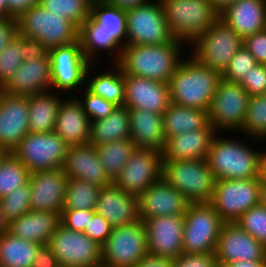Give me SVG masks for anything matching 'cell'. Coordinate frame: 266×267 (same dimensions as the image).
<instances>
[{
	"mask_svg": "<svg viewBox=\"0 0 266 267\" xmlns=\"http://www.w3.org/2000/svg\"><path fill=\"white\" fill-rule=\"evenodd\" d=\"M185 45L177 39L161 45H125L116 64L124 75L169 83L184 58Z\"/></svg>",
	"mask_w": 266,
	"mask_h": 267,
	"instance_id": "1",
	"label": "cell"
},
{
	"mask_svg": "<svg viewBox=\"0 0 266 267\" xmlns=\"http://www.w3.org/2000/svg\"><path fill=\"white\" fill-rule=\"evenodd\" d=\"M189 55L182 59L168 83L171 102L209 111L222 75Z\"/></svg>",
	"mask_w": 266,
	"mask_h": 267,
	"instance_id": "2",
	"label": "cell"
},
{
	"mask_svg": "<svg viewBox=\"0 0 266 267\" xmlns=\"http://www.w3.org/2000/svg\"><path fill=\"white\" fill-rule=\"evenodd\" d=\"M216 134L207 156L215 180L250 179L258 177L260 150L247 145L243 139ZM243 140V141H242Z\"/></svg>",
	"mask_w": 266,
	"mask_h": 267,
	"instance_id": "3",
	"label": "cell"
},
{
	"mask_svg": "<svg viewBox=\"0 0 266 267\" xmlns=\"http://www.w3.org/2000/svg\"><path fill=\"white\" fill-rule=\"evenodd\" d=\"M165 19L174 39L191 45L218 19L208 0H161Z\"/></svg>",
	"mask_w": 266,
	"mask_h": 267,
	"instance_id": "4",
	"label": "cell"
},
{
	"mask_svg": "<svg viewBox=\"0 0 266 267\" xmlns=\"http://www.w3.org/2000/svg\"><path fill=\"white\" fill-rule=\"evenodd\" d=\"M18 34L40 41L47 50L79 40V28L63 16L36 4L17 18Z\"/></svg>",
	"mask_w": 266,
	"mask_h": 267,
	"instance_id": "5",
	"label": "cell"
},
{
	"mask_svg": "<svg viewBox=\"0 0 266 267\" xmlns=\"http://www.w3.org/2000/svg\"><path fill=\"white\" fill-rule=\"evenodd\" d=\"M162 161V177L190 203L211 201L215 179L207 160Z\"/></svg>",
	"mask_w": 266,
	"mask_h": 267,
	"instance_id": "6",
	"label": "cell"
},
{
	"mask_svg": "<svg viewBox=\"0 0 266 267\" xmlns=\"http://www.w3.org/2000/svg\"><path fill=\"white\" fill-rule=\"evenodd\" d=\"M223 224L209 202L190 203L184 214L183 254L215 253Z\"/></svg>",
	"mask_w": 266,
	"mask_h": 267,
	"instance_id": "7",
	"label": "cell"
},
{
	"mask_svg": "<svg viewBox=\"0 0 266 267\" xmlns=\"http://www.w3.org/2000/svg\"><path fill=\"white\" fill-rule=\"evenodd\" d=\"M243 45V39L220 18L190 46V54L221 75Z\"/></svg>",
	"mask_w": 266,
	"mask_h": 267,
	"instance_id": "8",
	"label": "cell"
},
{
	"mask_svg": "<svg viewBox=\"0 0 266 267\" xmlns=\"http://www.w3.org/2000/svg\"><path fill=\"white\" fill-rule=\"evenodd\" d=\"M69 146L54 131L29 132L12 154L30 173L62 169Z\"/></svg>",
	"mask_w": 266,
	"mask_h": 267,
	"instance_id": "9",
	"label": "cell"
},
{
	"mask_svg": "<svg viewBox=\"0 0 266 267\" xmlns=\"http://www.w3.org/2000/svg\"><path fill=\"white\" fill-rule=\"evenodd\" d=\"M260 189L259 178L215 180L209 203L224 222H235L247 210L260 204Z\"/></svg>",
	"mask_w": 266,
	"mask_h": 267,
	"instance_id": "10",
	"label": "cell"
},
{
	"mask_svg": "<svg viewBox=\"0 0 266 267\" xmlns=\"http://www.w3.org/2000/svg\"><path fill=\"white\" fill-rule=\"evenodd\" d=\"M249 98L239 82L221 78L208 111L209 124L217 133L228 130L241 134Z\"/></svg>",
	"mask_w": 266,
	"mask_h": 267,
	"instance_id": "11",
	"label": "cell"
},
{
	"mask_svg": "<svg viewBox=\"0 0 266 267\" xmlns=\"http://www.w3.org/2000/svg\"><path fill=\"white\" fill-rule=\"evenodd\" d=\"M126 31V45H161L174 39L161 0L126 10Z\"/></svg>",
	"mask_w": 266,
	"mask_h": 267,
	"instance_id": "12",
	"label": "cell"
},
{
	"mask_svg": "<svg viewBox=\"0 0 266 267\" xmlns=\"http://www.w3.org/2000/svg\"><path fill=\"white\" fill-rule=\"evenodd\" d=\"M148 254L144 222L114 227L102 245V267H133Z\"/></svg>",
	"mask_w": 266,
	"mask_h": 267,
	"instance_id": "13",
	"label": "cell"
},
{
	"mask_svg": "<svg viewBox=\"0 0 266 267\" xmlns=\"http://www.w3.org/2000/svg\"><path fill=\"white\" fill-rule=\"evenodd\" d=\"M61 267H102V246L61 222L47 244Z\"/></svg>",
	"mask_w": 266,
	"mask_h": 267,
	"instance_id": "14",
	"label": "cell"
},
{
	"mask_svg": "<svg viewBox=\"0 0 266 267\" xmlns=\"http://www.w3.org/2000/svg\"><path fill=\"white\" fill-rule=\"evenodd\" d=\"M51 62V90L66 94L85 87L86 72L91 62L85 57L80 40L48 50ZM74 91V92H72Z\"/></svg>",
	"mask_w": 266,
	"mask_h": 267,
	"instance_id": "15",
	"label": "cell"
},
{
	"mask_svg": "<svg viewBox=\"0 0 266 267\" xmlns=\"http://www.w3.org/2000/svg\"><path fill=\"white\" fill-rule=\"evenodd\" d=\"M163 161L160 152L136 149L113 182L128 194L138 196L162 178Z\"/></svg>",
	"mask_w": 266,
	"mask_h": 267,
	"instance_id": "16",
	"label": "cell"
},
{
	"mask_svg": "<svg viewBox=\"0 0 266 267\" xmlns=\"http://www.w3.org/2000/svg\"><path fill=\"white\" fill-rule=\"evenodd\" d=\"M215 256L219 267L237 261H266V247L236 222H224Z\"/></svg>",
	"mask_w": 266,
	"mask_h": 267,
	"instance_id": "17",
	"label": "cell"
},
{
	"mask_svg": "<svg viewBox=\"0 0 266 267\" xmlns=\"http://www.w3.org/2000/svg\"><path fill=\"white\" fill-rule=\"evenodd\" d=\"M143 222L149 254L174 260L183 254L184 215L158 216Z\"/></svg>",
	"mask_w": 266,
	"mask_h": 267,
	"instance_id": "18",
	"label": "cell"
},
{
	"mask_svg": "<svg viewBox=\"0 0 266 267\" xmlns=\"http://www.w3.org/2000/svg\"><path fill=\"white\" fill-rule=\"evenodd\" d=\"M29 96L0 92V150L12 152L30 132Z\"/></svg>",
	"mask_w": 266,
	"mask_h": 267,
	"instance_id": "19",
	"label": "cell"
},
{
	"mask_svg": "<svg viewBox=\"0 0 266 267\" xmlns=\"http://www.w3.org/2000/svg\"><path fill=\"white\" fill-rule=\"evenodd\" d=\"M190 202L163 177L137 196L140 220L184 215Z\"/></svg>",
	"mask_w": 266,
	"mask_h": 267,
	"instance_id": "20",
	"label": "cell"
},
{
	"mask_svg": "<svg viewBox=\"0 0 266 267\" xmlns=\"http://www.w3.org/2000/svg\"><path fill=\"white\" fill-rule=\"evenodd\" d=\"M31 211H47L61 215L68 177L62 169L29 174Z\"/></svg>",
	"mask_w": 266,
	"mask_h": 267,
	"instance_id": "21",
	"label": "cell"
},
{
	"mask_svg": "<svg viewBox=\"0 0 266 267\" xmlns=\"http://www.w3.org/2000/svg\"><path fill=\"white\" fill-rule=\"evenodd\" d=\"M125 101L128 109L163 114L171 103L168 83L125 75Z\"/></svg>",
	"mask_w": 266,
	"mask_h": 267,
	"instance_id": "22",
	"label": "cell"
},
{
	"mask_svg": "<svg viewBox=\"0 0 266 267\" xmlns=\"http://www.w3.org/2000/svg\"><path fill=\"white\" fill-rule=\"evenodd\" d=\"M51 85V62L47 54L26 58L1 91L10 95L31 96L50 91Z\"/></svg>",
	"mask_w": 266,
	"mask_h": 267,
	"instance_id": "23",
	"label": "cell"
},
{
	"mask_svg": "<svg viewBox=\"0 0 266 267\" xmlns=\"http://www.w3.org/2000/svg\"><path fill=\"white\" fill-rule=\"evenodd\" d=\"M62 170L68 178L88 181L100 187L113 182L105 173L93 144L70 146Z\"/></svg>",
	"mask_w": 266,
	"mask_h": 267,
	"instance_id": "24",
	"label": "cell"
},
{
	"mask_svg": "<svg viewBox=\"0 0 266 267\" xmlns=\"http://www.w3.org/2000/svg\"><path fill=\"white\" fill-rule=\"evenodd\" d=\"M95 212L113 228L140 220L137 196L124 192L114 183L100 188Z\"/></svg>",
	"mask_w": 266,
	"mask_h": 267,
	"instance_id": "25",
	"label": "cell"
},
{
	"mask_svg": "<svg viewBox=\"0 0 266 267\" xmlns=\"http://www.w3.org/2000/svg\"><path fill=\"white\" fill-rule=\"evenodd\" d=\"M69 97L63 98L59 106L54 132L69 147L88 144L91 122L79 100Z\"/></svg>",
	"mask_w": 266,
	"mask_h": 267,
	"instance_id": "26",
	"label": "cell"
},
{
	"mask_svg": "<svg viewBox=\"0 0 266 267\" xmlns=\"http://www.w3.org/2000/svg\"><path fill=\"white\" fill-rule=\"evenodd\" d=\"M219 18L245 39L266 29V0H237Z\"/></svg>",
	"mask_w": 266,
	"mask_h": 267,
	"instance_id": "27",
	"label": "cell"
},
{
	"mask_svg": "<svg viewBox=\"0 0 266 267\" xmlns=\"http://www.w3.org/2000/svg\"><path fill=\"white\" fill-rule=\"evenodd\" d=\"M217 132L198 129L174 135L165 141L162 160H206Z\"/></svg>",
	"mask_w": 266,
	"mask_h": 267,
	"instance_id": "28",
	"label": "cell"
},
{
	"mask_svg": "<svg viewBox=\"0 0 266 267\" xmlns=\"http://www.w3.org/2000/svg\"><path fill=\"white\" fill-rule=\"evenodd\" d=\"M129 118L130 138L136 149H152L162 153L166 141L162 114L129 109Z\"/></svg>",
	"mask_w": 266,
	"mask_h": 267,
	"instance_id": "29",
	"label": "cell"
},
{
	"mask_svg": "<svg viewBox=\"0 0 266 267\" xmlns=\"http://www.w3.org/2000/svg\"><path fill=\"white\" fill-rule=\"evenodd\" d=\"M59 223V213L30 210L11 221L8 232L18 238L40 245H47Z\"/></svg>",
	"mask_w": 266,
	"mask_h": 267,
	"instance_id": "30",
	"label": "cell"
},
{
	"mask_svg": "<svg viewBox=\"0 0 266 267\" xmlns=\"http://www.w3.org/2000/svg\"><path fill=\"white\" fill-rule=\"evenodd\" d=\"M109 70L94 72L91 63L86 72V88L95 95L101 96L117 106H124L125 101V75L116 63L111 64ZM91 70V71H90ZM92 77V78H91ZM88 81V82H87Z\"/></svg>",
	"mask_w": 266,
	"mask_h": 267,
	"instance_id": "31",
	"label": "cell"
},
{
	"mask_svg": "<svg viewBox=\"0 0 266 267\" xmlns=\"http://www.w3.org/2000/svg\"><path fill=\"white\" fill-rule=\"evenodd\" d=\"M79 40L85 57L95 65L98 63V56L107 51V58L116 63L121 55L122 47L115 41L112 35L100 30L97 24L89 17L79 28ZM100 52V53H99Z\"/></svg>",
	"mask_w": 266,
	"mask_h": 267,
	"instance_id": "32",
	"label": "cell"
},
{
	"mask_svg": "<svg viewBox=\"0 0 266 267\" xmlns=\"http://www.w3.org/2000/svg\"><path fill=\"white\" fill-rule=\"evenodd\" d=\"M163 116L165 139L198 129H213L207 110L184 107L171 102Z\"/></svg>",
	"mask_w": 266,
	"mask_h": 267,
	"instance_id": "33",
	"label": "cell"
},
{
	"mask_svg": "<svg viewBox=\"0 0 266 267\" xmlns=\"http://www.w3.org/2000/svg\"><path fill=\"white\" fill-rule=\"evenodd\" d=\"M62 97L52 90L29 96L28 124L33 133H48L55 129Z\"/></svg>",
	"mask_w": 266,
	"mask_h": 267,
	"instance_id": "34",
	"label": "cell"
},
{
	"mask_svg": "<svg viewBox=\"0 0 266 267\" xmlns=\"http://www.w3.org/2000/svg\"><path fill=\"white\" fill-rule=\"evenodd\" d=\"M130 137L129 109L117 106L106 118L91 121L89 143L101 145Z\"/></svg>",
	"mask_w": 266,
	"mask_h": 267,
	"instance_id": "35",
	"label": "cell"
},
{
	"mask_svg": "<svg viewBox=\"0 0 266 267\" xmlns=\"http://www.w3.org/2000/svg\"><path fill=\"white\" fill-rule=\"evenodd\" d=\"M40 246L7 231L0 236V267H32Z\"/></svg>",
	"mask_w": 266,
	"mask_h": 267,
	"instance_id": "36",
	"label": "cell"
},
{
	"mask_svg": "<svg viewBox=\"0 0 266 267\" xmlns=\"http://www.w3.org/2000/svg\"><path fill=\"white\" fill-rule=\"evenodd\" d=\"M95 148L100 162L105 168V173L112 182L116 180L128 159L136 150L130 137L96 145Z\"/></svg>",
	"mask_w": 266,
	"mask_h": 267,
	"instance_id": "37",
	"label": "cell"
},
{
	"mask_svg": "<svg viewBox=\"0 0 266 267\" xmlns=\"http://www.w3.org/2000/svg\"><path fill=\"white\" fill-rule=\"evenodd\" d=\"M90 17L100 24V30L112 35L123 48L126 45V11L108 3L91 5Z\"/></svg>",
	"mask_w": 266,
	"mask_h": 267,
	"instance_id": "38",
	"label": "cell"
},
{
	"mask_svg": "<svg viewBox=\"0 0 266 267\" xmlns=\"http://www.w3.org/2000/svg\"><path fill=\"white\" fill-rule=\"evenodd\" d=\"M100 188L85 180L68 178L62 210H95Z\"/></svg>",
	"mask_w": 266,
	"mask_h": 267,
	"instance_id": "39",
	"label": "cell"
},
{
	"mask_svg": "<svg viewBox=\"0 0 266 267\" xmlns=\"http://www.w3.org/2000/svg\"><path fill=\"white\" fill-rule=\"evenodd\" d=\"M29 170L11 152L0 155V198L26 184Z\"/></svg>",
	"mask_w": 266,
	"mask_h": 267,
	"instance_id": "40",
	"label": "cell"
},
{
	"mask_svg": "<svg viewBox=\"0 0 266 267\" xmlns=\"http://www.w3.org/2000/svg\"><path fill=\"white\" fill-rule=\"evenodd\" d=\"M241 132L254 141L266 140V94L250 96Z\"/></svg>",
	"mask_w": 266,
	"mask_h": 267,
	"instance_id": "41",
	"label": "cell"
},
{
	"mask_svg": "<svg viewBox=\"0 0 266 267\" xmlns=\"http://www.w3.org/2000/svg\"><path fill=\"white\" fill-rule=\"evenodd\" d=\"M47 11L62 15L78 28L90 17L91 4L88 0H39Z\"/></svg>",
	"mask_w": 266,
	"mask_h": 267,
	"instance_id": "42",
	"label": "cell"
},
{
	"mask_svg": "<svg viewBox=\"0 0 266 267\" xmlns=\"http://www.w3.org/2000/svg\"><path fill=\"white\" fill-rule=\"evenodd\" d=\"M24 61L23 36L17 34L0 52V88L2 89Z\"/></svg>",
	"mask_w": 266,
	"mask_h": 267,
	"instance_id": "43",
	"label": "cell"
},
{
	"mask_svg": "<svg viewBox=\"0 0 266 267\" xmlns=\"http://www.w3.org/2000/svg\"><path fill=\"white\" fill-rule=\"evenodd\" d=\"M0 206L9 223L29 212L31 210L29 182L1 197Z\"/></svg>",
	"mask_w": 266,
	"mask_h": 267,
	"instance_id": "44",
	"label": "cell"
},
{
	"mask_svg": "<svg viewBox=\"0 0 266 267\" xmlns=\"http://www.w3.org/2000/svg\"><path fill=\"white\" fill-rule=\"evenodd\" d=\"M243 230L266 247V207L257 204L235 221Z\"/></svg>",
	"mask_w": 266,
	"mask_h": 267,
	"instance_id": "45",
	"label": "cell"
},
{
	"mask_svg": "<svg viewBox=\"0 0 266 267\" xmlns=\"http://www.w3.org/2000/svg\"><path fill=\"white\" fill-rule=\"evenodd\" d=\"M83 89L85 91H83L84 93L80 96L82 99L75 93L74 96L82 104L84 112L88 116L90 122L106 118L116 109L117 105L114 103L105 100L101 96L93 94L86 87Z\"/></svg>",
	"mask_w": 266,
	"mask_h": 267,
	"instance_id": "46",
	"label": "cell"
},
{
	"mask_svg": "<svg viewBox=\"0 0 266 267\" xmlns=\"http://www.w3.org/2000/svg\"><path fill=\"white\" fill-rule=\"evenodd\" d=\"M257 64L254 56L242 45L230 60L222 78L230 82H240Z\"/></svg>",
	"mask_w": 266,
	"mask_h": 267,
	"instance_id": "47",
	"label": "cell"
},
{
	"mask_svg": "<svg viewBox=\"0 0 266 267\" xmlns=\"http://www.w3.org/2000/svg\"><path fill=\"white\" fill-rule=\"evenodd\" d=\"M239 83L250 96L266 94V65L257 64Z\"/></svg>",
	"mask_w": 266,
	"mask_h": 267,
	"instance_id": "48",
	"label": "cell"
},
{
	"mask_svg": "<svg viewBox=\"0 0 266 267\" xmlns=\"http://www.w3.org/2000/svg\"><path fill=\"white\" fill-rule=\"evenodd\" d=\"M112 229L108 220L95 212L83 233L102 246L110 236Z\"/></svg>",
	"mask_w": 266,
	"mask_h": 267,
	"instance_id": "49",
	"label": "cell"
},
{
	"mask_svg": "<svg viewBox=\"0 0 266 267\" xmlns=\"http://www.w3.org/2000/svg\"><path fill=\"white\" fill-rule=\"evenodd\" d=\"M95 210H62L60 222L69 229L83 232Z\"/></svg>",
	"mask_w": 266,
	"mask_h": 267,
	"instance_id": "50",
	"label": "cell"
},
{
	"mask_svg": "<svg viewBox=\"0 0 266 267\" xmlns=\"http://www.w3.org/2000/svg\"><path fill=\"white\" fill-rule=\"evenodd\" d=\"M173 267H219L215 253L182 254Z\"/></svg>",
	"mask_w": 266,
	"mask_h": 267,
	"instance_id": "51",
	"label": "cell"
},
{
	"mask_svg": "<svg viewBox=\"0 0 266 267\" xmlns=\"http://www.w3.org/2000/svg\"><path fill=\"white\" fill-rule=\"evenodd\" d=\"M243 46L254 56L258 64L266 65V29L243 39Z\"/></svg>",
	"mask_w": 266,
	"mask_h": 267,
	"instance_id": "52",
	"label": "cell"
},
{
	"mask_svg": "<svg viewBox=\"0 0 266 267\" xmlns=\"http://www.w3.org/2000/svg\"><path fill=\"white\" fill-rule=\"evenodd\" d=\"M32 267H61L59 260L48 245H41L35 254Z\"/></svg>",
	"mask_w": 266,
	"mask_h": 267,
	"instance_id": "53",
	"label": "cell"
},
{
	"mask_svg": "<svg viewBox=\"0 0 266 267\" xmlns=\"http://www.w3.org/2000/svg\"><path fill=\"white\" fill-rule=\"evenodd\" d=\"M18 34L17 21L14 17H7L0 22V52Z\"/></svg>",
	"mask_w": 266,
	"mask_h": 267,
	"instance_id": "54",
	"label": "cell"
},
{
	"mask_svg": "<svg viewBox=\"0 0 266 267\" xmlns=\"http://www.w3.org/2000/svg\"><path fill=\"white\" fill-rule=\"evenodd\" d=\"M24 61L26 58L43 57L48 54L47 48L37 39L23 36Z\"/></svg>",
	"mask_w": 266,
	"mask_h": 267,
	"instance_id": "55",
	"label": "cell"
},
{
	"mask_svg": "<svg viewBox=\"0 0 266 267\" xmlns=\"http://www.w3.org/2000/svg\"><path fill=\"white\" fill-rule=\"evenodd\" d=\"M174 259L147 254L133 267H173Z\"/></svg>",
	"mask_w": 266,
	"mask_h": 267,
	"instance_id": "56",
	"label": "cell"
},
{
	"mask_svg": "<svg viewBox=\"0 0 266 267\" xmlns=\"http://www.w3.org/2000/svg\"><path fill=\"white\" fill-rule=\"evenodd\" d=\"M36 4H39V0H7L8 17L17 18Z\"/></svg>",
	"mask_w": 266,
	"mask_h": 267,
	"instance_id": "57",
	"label": "cell"
},
{
	"mask_svg": "<svg viewBox=\"0 0 266 267\" xmlns=\"http://www.w3.org/2000/svg\"><path fill=\"white\" fill-rule=\"evenodd\" d=\"M150 0H109L108 4L120 8L121 10H129L134 7L148 3Z\"/></svg>",
	"mask_w": 266,
	"mask_h": 267,
	"instance_id": "58",
	"label": "cell"
},
{
	"mask_svg": "<svg viewBox=\"0 0 266 267\" xmlns=\"http://www.w3.org/2000/svg\"><path fill=\"white\" fill-rule=\"evenodd\" d=\"M222 267H266V261H237L227 263Z\"/></svg>",
	"mask_w": 266,
	"mask_h": 267,
	"instance_id": "59",
	"label": "cell"
},
{
	"mask_svg": "<svg viewBox=\"0 0 266 267\" xmlns=\"http://www.w3.org/2000/svg\"><path fill=\"white\" fill-rule=\"evenodd\" d=\"M258 177L261 182H266V151L259 154Z\"/></svg>",
	"mask_w": 266,
	"mask_h": 267,
	"instance_id": "60",
	"label": "cell"
},
{
	"mask_svg": "<svg viewBox=\"0 0 266 267\" xmlns=\"http://www.w3.org/2000/svg\"><path fill=\"white\" fill-rule=\"evenodd\" d=\"M212 7L220 14L229 5L233 4L237 0H208Z\"/></svg>",
	"mask_w": 266,
	"mask_h": 267,
	"instance_id": "61",
	"label": "cell"
},
{
	"mask_svg": "<svg viewBox=\"0 0 266 267\" xmlns=\"http://www.w3.org/2000/svg\"><path fill=\"white\" fill-rule=\"evenodd\" d=\"M9 229V222L6 220L0 206V236L6 233Z\"/></svg>",
	"mask_w": 266,
	"mask_h": 267,
	"instance_id": "62",
	"label": "cell"
},
{
	"mask_svg": "<svg viewBox=\"0 0 266 267\" xmlns=\"http://www.w3.org/2000/svg\"><path fill=\"white\" fill-rule=\"evenodd\" d=\"M260 204L266 207V182H261Z\"/></svg>",
	"mask_w": 266,
	"mask_h": 267,
	"instance_id": "63",
	"label": "cell"
},
{
	"mask_svg": "<svg viewBox=\"0 0 266 267\" xmlns=\"http://www.w3.org/2000/svg\"><path fill=\"white\" fill-rule=\"evenodd\" d=\"M0 10L8 17L7 0H0Z\"/></svg>",
	"mask_w": 266,
	"mask_h": 267,
	"instance_id": "64",
	"label": "cell"
},
{
	"mask_svg": "<svg viewBox=\"0 0 266 267\" xmlns=\"http://www.w3.org/2000/svg\"><path fill=\"white\" fill-rule=\"evenodd\" d=\"M91 5L99 3H108L109 0H88Z\"/></svg>",
	"mask_w": 266,
	"mask_h": 267,
	"instance_id": "65",
	"label": "cell"
},
{
	"mask_svg": "<svg viewBox=\"0 0 266 267\" xmlns=\"http://www.w3.org/2000/svg\"><path fill=\"white\" fill-rule=\"evenodd\" d=\"M7 18V16L0 10V22L4 21Z\"/></svg>",
	"mask_w": 266,
	"mask_h": 267,
	"instance_id": "66",
	"label": "cell"
}]
</instances>
